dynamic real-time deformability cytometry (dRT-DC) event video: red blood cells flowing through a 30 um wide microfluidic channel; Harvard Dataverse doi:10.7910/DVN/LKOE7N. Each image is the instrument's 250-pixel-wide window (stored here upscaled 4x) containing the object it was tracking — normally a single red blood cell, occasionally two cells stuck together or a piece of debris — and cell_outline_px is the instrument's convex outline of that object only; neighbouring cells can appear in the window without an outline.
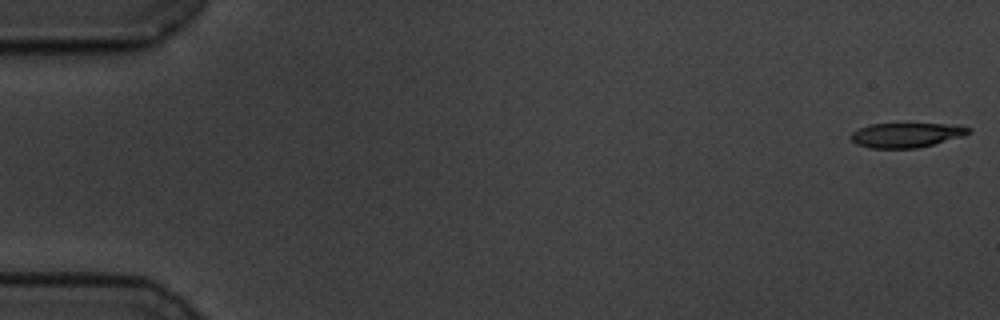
{"species": "common noctule bat (a hibernating species)", "species_latin": "Nyctalus noctula", "temperature_condition": "cold", "stored_images_in_passage": 55, "camera_frame_rate_fps": 3000, "um_per_image_px": 0.085, "animal": {"sex": "male", "body_mass_g": 19.5, "forearm_length_mm": 54.6}, "frame": {"image": 1, "passage_image": 1, "time_ms": 0.0, "image_size_px": [1000, 320], "cell_outline_px": [[972, 132], [964, 136], [916, 148], [872, 148], [856, 144], [848, 136], [852, 132], [868, 124], [944, 124], [972, 128]], "centroid_in_image_um": [77.01, 11.48], "position_along_channel_um": 8.0, "area_um2": 16.76}}
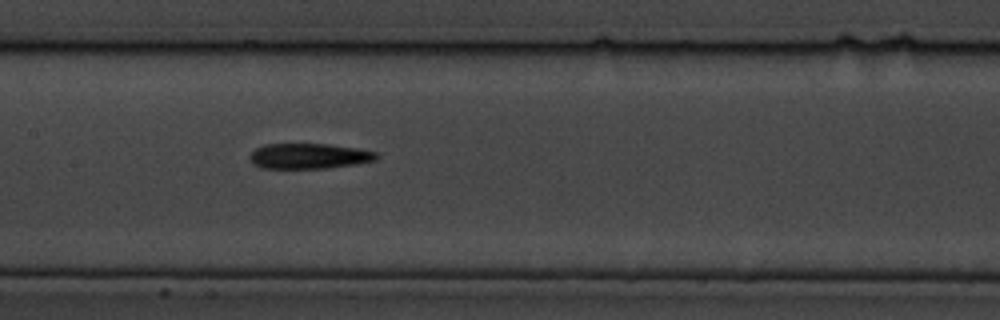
{"frame": {"image": 2, "passage_image": 28, "time_ms": 9.0, "image_size_px": [1000, 320], "cell_outline_px": [[380, 156], [376, 160], [356, 164], [324, 168], [260, 168], [252, 164], [248, 156], [256, 148], [264, 144], [328, 144], [360, 148], [376, 152]], "centroid_in_image_um": [26.26, 13.26], "position_along_channel_um": 181.1, "area_um2": 18.9}}
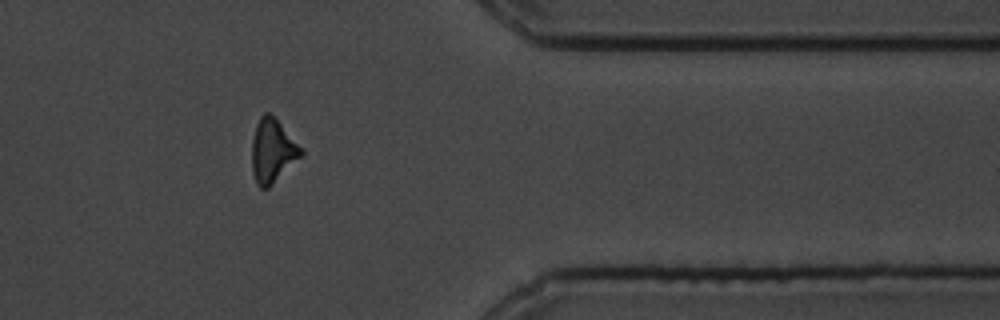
{"frame": {"image": 3, "passage_image": 47, "time_ms": 15.333, "image_size_px": [1000, 320], "cell_outline_px": [[304, 156], [268, 188], [260, 188], [256, 184], [252, 172], [252, 140], [256, 124], [260, 116], [264, 112], [268, 112], [280, 124], [304, 152]], "centroid_in_image_um": [23.15, 12.87], "position_along_channel_um": 388.2, "area_um2": 18.15}, "authors_computed_cell_mechanics": {"area_um2": 18.3804, "velocity_mm_per_s": 3.5169, "shape_relaxation_time_tau1_ms": 2.7163, "shape_relaxation_time_tau2_ms": null, "deformation_change_tau1": 0.1513, "deformation_change_tau2": null}}